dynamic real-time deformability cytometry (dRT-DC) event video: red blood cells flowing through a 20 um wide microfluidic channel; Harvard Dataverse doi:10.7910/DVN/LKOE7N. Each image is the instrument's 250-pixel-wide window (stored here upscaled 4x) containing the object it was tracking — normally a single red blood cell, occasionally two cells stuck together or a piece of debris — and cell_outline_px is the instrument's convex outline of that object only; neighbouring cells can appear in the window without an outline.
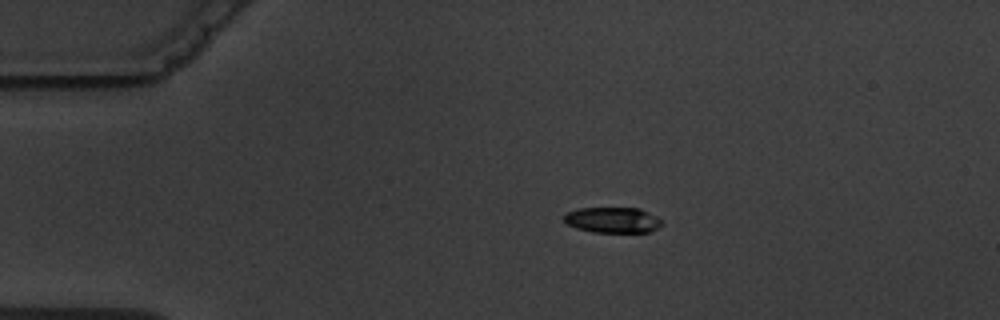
{"species": "common noctule bat (a hibernating species)", "species_latin": "Nyctalus noctula", "temperature_condition": "warm", "stored_images_in_passage": 6, "camera_frame_rate_fps": 3000, "um_per_image_px": 0.085, "animal": {"sex": "male", "body_mass_g": 19.5, "forearm_length_mm": 54.6}, "frame": {"image": 1, "passage_image": 3, "time_ms": 2.333, "image_size_px": [1000, 320], "cell_outline_px": [[664, 224], [652, 232], [592, 232], [576, 228], [568, 224], [564, 220], [564, 212], [580, 208], [640, 208], [656, 216]], "centroid_in_image_um": [52.08, 18.7], "position_along_channel_um": 32.9, "area_um2": 14.74}}
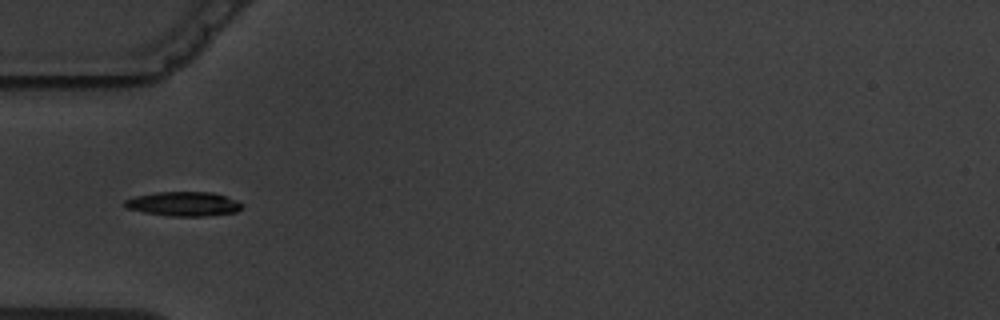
{"frame": {"image": 2, "passage_image": 5, "time_ms": 4.667, "image_size_px": [1000, 320], "cell_outline_px": [[244, 204], [236, 212], [208, 216], [172, 216], [144, 212], [128, 208], [124, 204], [124, 200], [136, 196], [156, 192], [212, 192], [236, 200]], "centroid_in_image_um": [15.62, 17.33], "position_along_channel_um": 69.4, "area_um2": 16.47}}